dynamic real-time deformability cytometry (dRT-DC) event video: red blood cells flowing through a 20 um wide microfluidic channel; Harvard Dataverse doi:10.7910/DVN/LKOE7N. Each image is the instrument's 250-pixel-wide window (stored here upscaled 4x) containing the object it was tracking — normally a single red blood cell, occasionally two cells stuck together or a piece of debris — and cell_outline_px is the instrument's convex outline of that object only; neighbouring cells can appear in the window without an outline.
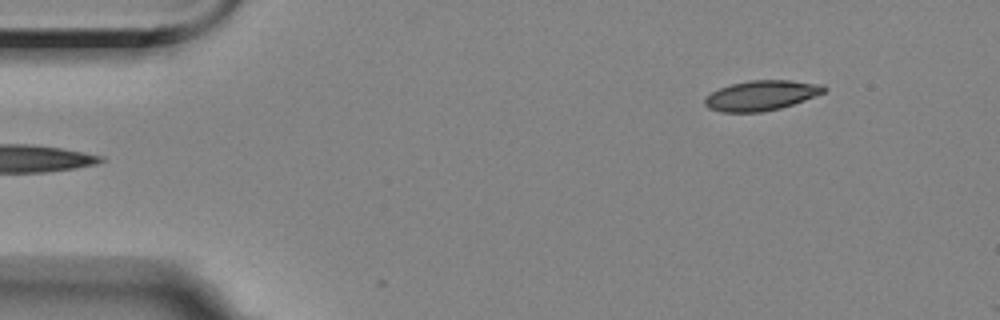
{"species": "Egyptian fruit bat (a non-hibernating species)", "species_latin": "Rousettus aegyptiacus", "temperature_condition": "room temperature", "stored_images_in_passage": 2, "camera_frame_rate_fps": 3000, "um_per_image_px": 0.085, "animal": {"sex": "female"}, "frame": {"image": 1, "passage_image": 2, "time_ms": 2.667, "image_size_px": [1000, 320], "cell_outline_px": [[828, 88], [824, 92], [804, 100], [780, 108], [760, 112], [724, 112], [708, 108], [704, 104], [704, 100], [712, 92], [720, 88], [732, 84], [748, 80], [792, 80], [824, 84]], "centroid_in_image_um": [64.74, 8.1], "position_along_channel_um": 20.3, "area_um2": 20.75}}